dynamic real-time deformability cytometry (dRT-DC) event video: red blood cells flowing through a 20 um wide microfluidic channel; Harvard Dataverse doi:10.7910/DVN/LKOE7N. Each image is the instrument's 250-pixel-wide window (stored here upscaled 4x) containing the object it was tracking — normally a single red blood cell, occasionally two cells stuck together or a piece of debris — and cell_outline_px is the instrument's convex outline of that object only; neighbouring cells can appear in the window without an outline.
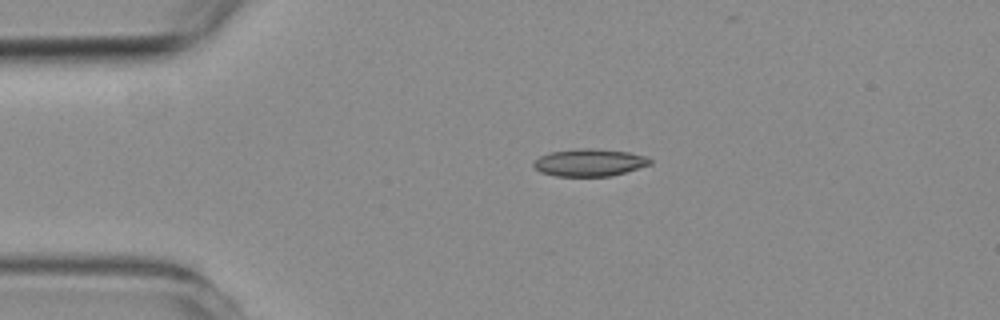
{"species": "common noctule bat (a hibernating species)", "species_latin": "Nyctalus noctula", "temperature_condition": "room temperature", "stored_images_in_passage": 2, "camera_frame_rate_fps": 3000, "um_per_image_px": 0.085, "animal": {"sex": "female", "body_mass_g": 19.3, "forearm_length_mm": 54.1}, "frame": {"image": 1, "passage_image": 1, "time_ms": 0.0, "image_size_px": [1000, 320], "cell_outline_px": [[652, 164], [624, 172], [608, 176], [556, 176], [540, 172], [532, 164], [540, 156], [552, 152], [576, 148], [592, 148], [628, 152], [644, 156], [652, 160]], "centroid_in_image_um": [50.09, 13.81], "position_along_channel_um": 34.9, "area_um2": 18.38}}